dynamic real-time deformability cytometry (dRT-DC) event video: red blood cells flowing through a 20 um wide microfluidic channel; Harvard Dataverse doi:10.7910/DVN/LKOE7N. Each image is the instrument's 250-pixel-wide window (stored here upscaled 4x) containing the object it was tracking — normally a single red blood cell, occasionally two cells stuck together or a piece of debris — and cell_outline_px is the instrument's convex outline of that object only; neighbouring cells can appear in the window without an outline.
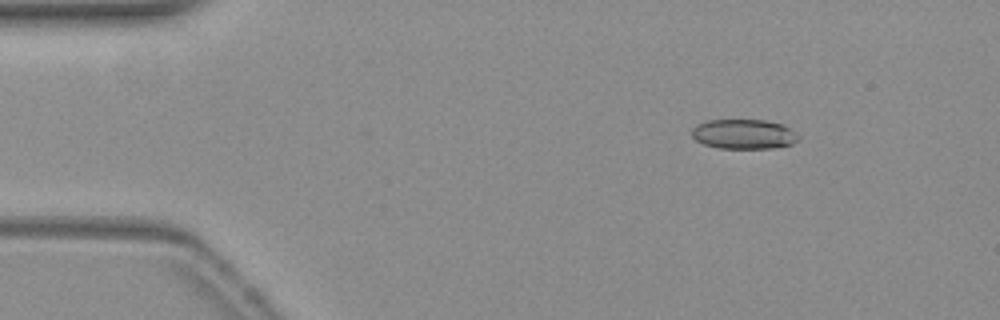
{"species": "common noctule bat (a hibernating species)", "species_latin": "Nyctalus noctula", "temperature_condition": "warm", "stored_images_in_passage": 14, "camera_frame_rate_fps": 3000, "um_per_image_px": 0.085, "animal": {"sex": "female", "body_mass_g": 19.3, "forearm_length_mm": 54.1}, "frame": {"image": 1, "passage_image": 2, "time_ms": 0.333, "image_size_px": [1000, 320], "cell_outline_px": [[800, 136], [792, 144], [772, 148], [720, 148], [704, 144], [696, 140], [692, 136], [692, 128], [696, 124], [708, 120], [764, 120], [780, 124], [788, 128]], "centroid_in_image_um": [63.18, 11.4], "position_along_channel_um": 21.8, "area_um2": 18.26}}
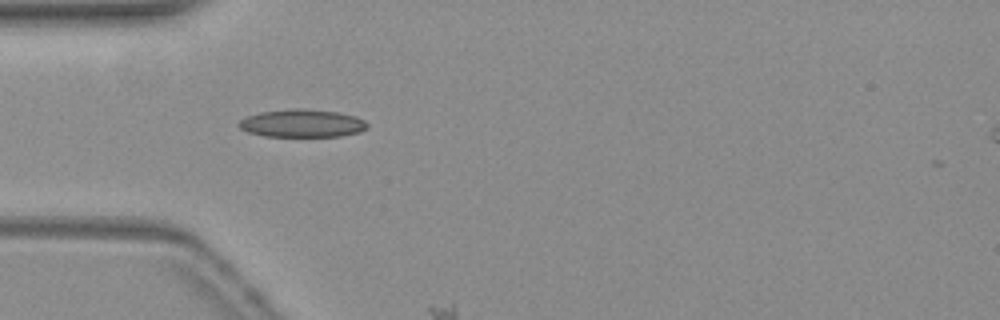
{"frame": {"image": 2, "passage_image": 11, "time_ms": 3.333, "image_size_px": [1000, 320], "cell_outline_px": [[368, 124], [360, 132], [340, 136], [264, 136], [248, 132], [240, 128], [236, 124], [240, 120], [248, 116], [260, 112], [292, 108], [304, 108], [336, 112], [356, 116], [364, 120]], "centroid_in_image_um": [25.65, 10.47], "position_along_channel_um": 59.3, "area_um2": 20.81}}